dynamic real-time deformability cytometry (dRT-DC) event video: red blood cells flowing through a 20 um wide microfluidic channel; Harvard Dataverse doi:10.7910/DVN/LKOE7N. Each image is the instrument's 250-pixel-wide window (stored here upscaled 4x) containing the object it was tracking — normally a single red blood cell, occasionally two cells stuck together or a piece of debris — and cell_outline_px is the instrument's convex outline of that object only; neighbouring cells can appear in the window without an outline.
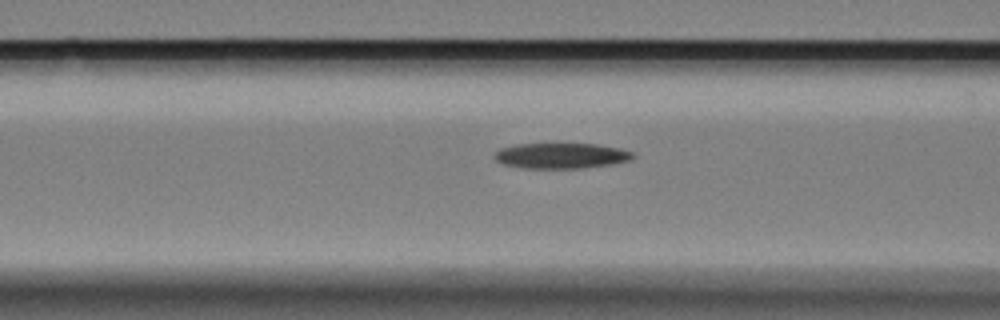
{"species": "Egyptian fruit bat (a non-hibernating species)", "species_latin": "Rousettus aegyptiacus", "temperature_condition": "cold", "stored_images_in_passage": 20, "camera_frame_rate_fps": 3000, "um_per_image_px": 0.085, "animal": {"sex": "female"}, "frame": {"image": 1, "passage_image": 18, "time_ms": 5.667, "image_size_px": [1000, 320], "cell_outline_px": [[636, 156], [628, 160], [612, 164], [580, 168], [524, 168], [504, 164], [496, 160], [492, 156], [500, 148], [516, 144], [596, 144], [620, 148], [632, 152]], "centroid_in_image_um": [47.68, 13.23], "position_along_channel_um": 118.9, "area_um2": 20.46}}